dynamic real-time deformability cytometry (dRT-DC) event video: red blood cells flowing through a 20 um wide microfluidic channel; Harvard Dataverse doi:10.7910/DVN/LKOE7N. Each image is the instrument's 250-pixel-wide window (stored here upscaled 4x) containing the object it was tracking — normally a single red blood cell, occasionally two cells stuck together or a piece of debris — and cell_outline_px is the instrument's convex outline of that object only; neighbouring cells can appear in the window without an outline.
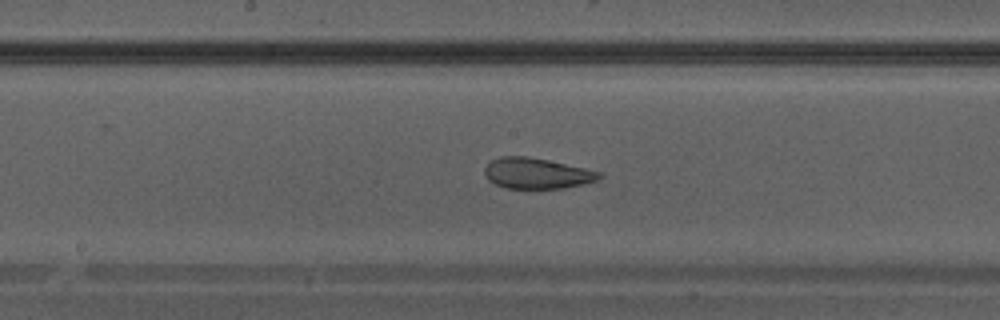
{"species": "Egyptian fruit bat (a non-hibernating species)", "species_latin": "Rousettus aegyptiacus", "temperature_condition": "warm", "stored_images_in_passage": 28, "camera_frame_rate_fps": 3000, "um_per_image_px": 0.085, "animal": {"sex": "male"}, "frame": {"image": 1, "passage_image": 16, "time_ms": 5.0, "image_size_px": [1000, 320], "cell_outline_px": [[604, 176], [596, 180], [584, 184], [564, 188], [504, 188], [488, 180], [484, 172], [484, 168], [492, 160], [500, 156], [528, 156], [548, 160], [584, 168], [600, 172]], "centroid_in_image_um": [45.61, 14.73], "position_along_channel_um": 202.6, "area_um2": 20.46}}
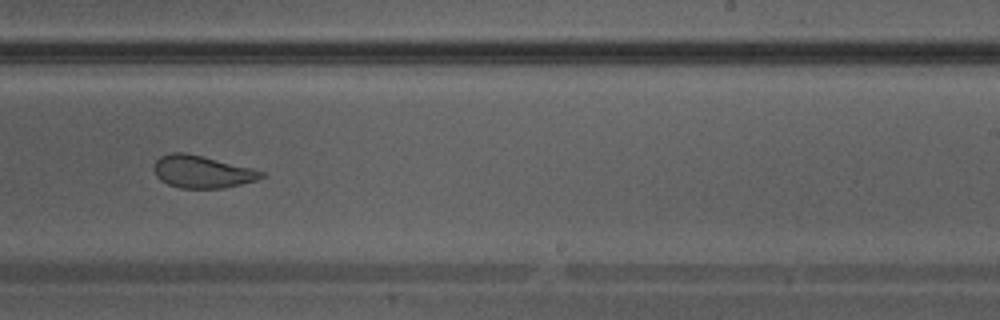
{"frame": {"image": 2, "passage_image": 20, "time_ms": 6.333, "image_size_px": [1000, 320], "cell_outline_px": [[264, 176], [256, 180], [224, 188], [180, 188], [168, 184], [160, 180], [156, 176], [152, 168], [156, 160], [160, 156], [172, 152], [184, 152], [252, 168], [264, 172]], "centroid_in_image_um": [17.13, 14.6], "position_along_channel_um": 271.9, "area_um2": 20.17}}